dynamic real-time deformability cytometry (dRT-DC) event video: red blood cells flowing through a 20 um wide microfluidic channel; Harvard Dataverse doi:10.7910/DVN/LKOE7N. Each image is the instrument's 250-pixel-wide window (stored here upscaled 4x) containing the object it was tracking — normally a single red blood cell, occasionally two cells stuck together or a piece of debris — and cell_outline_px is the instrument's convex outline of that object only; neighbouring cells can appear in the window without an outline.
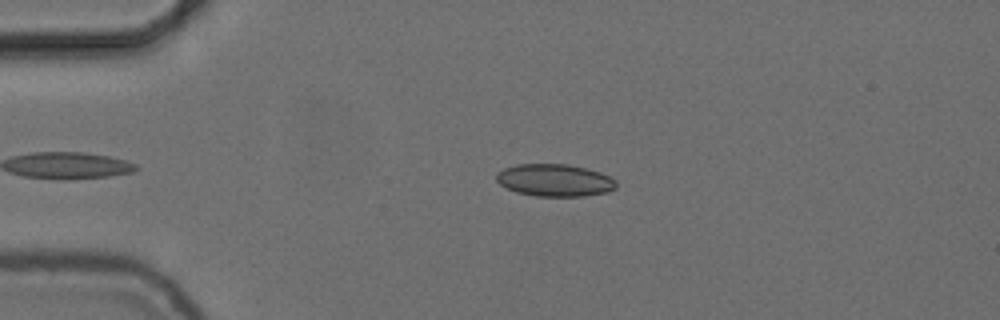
{"species": "common noctule bat (a hibernating species)", "species_latin": "Nyctalus noctula", "temperature_condition": "cold", "stored_images_in_passage": 43, "camera_frame_rate_fps": 3000, "um_per_image_px": 0.085, "animal": {"sex": "female", "body_mass_g": 24.6, "forearm_length_mm": 56.2}, "frame": {"image": 1, "passage_image": 6, "time_ms": 1.667, "image_size_px": [1000, 320], "cell_outline_px": [[616, 188], [608, 192], [584, 196], [536, 196], [516, 192], [500, 184], [496, 180], [496, 172], [504, 168], [516, 164], [568, 164], [600, 172], [616, 180]], "centroid_in_image_um": [47.14, 15.32], "position_along_channel_um": 37.9, "area_um2": 22.6}}
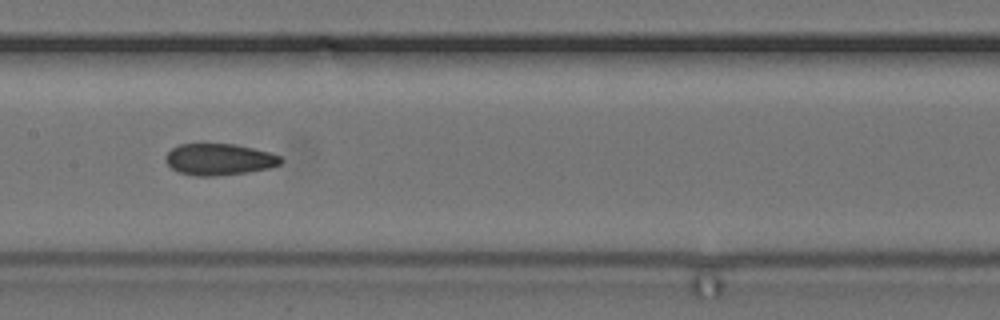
{"frame": {"image": 2, "passage_image": 21, "time_ms": 6.667, "image_size_px": [1000, 320], "cell_outline_px": [[284, 160], [280, 164], [268, 168], [248, 172], [216, 176], [196, 176], [180, 172], [172, 168], [164, 160], [168, 152], [172, 148], [180, 144], [236, 144], [268, 152], [280, 156]], "centroid_in_image_um": [18.63, 13.55], "position_along_channel_um": 188.8, "area_um2": 21.04}}
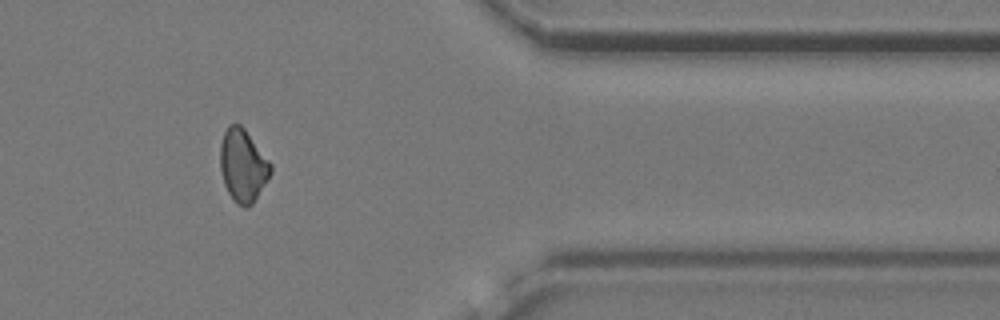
{"frame": {"image": 3, "passage_image": 39, "time_ms": 12.667, "image_size_px": [1000, 320], "cell_outline_px": [[272, 172], [252, 204], [248, 208], [244, 208], [236, 204], [228, 192], [224, 184], [220, 168], [220, 144], [224, 132], [228, 124], [240, 124], [244, 128], [272, 164]], "centroid_in_image_um": [20.64, 14.08], "position_along_channel_um": 390.8, "area_um2": 21.39}, "authors_computed_cell_mechanics": {"area_um2": 21.6172, "velocity_mm_per_s": 3.7252, "shape_relaxation_time_tau1_ms": null, "shape_relaxation_time_tau2_ms": 4.9331, "deformation_change_tau1": null, "deformation_change_tau2": 0.1039}}